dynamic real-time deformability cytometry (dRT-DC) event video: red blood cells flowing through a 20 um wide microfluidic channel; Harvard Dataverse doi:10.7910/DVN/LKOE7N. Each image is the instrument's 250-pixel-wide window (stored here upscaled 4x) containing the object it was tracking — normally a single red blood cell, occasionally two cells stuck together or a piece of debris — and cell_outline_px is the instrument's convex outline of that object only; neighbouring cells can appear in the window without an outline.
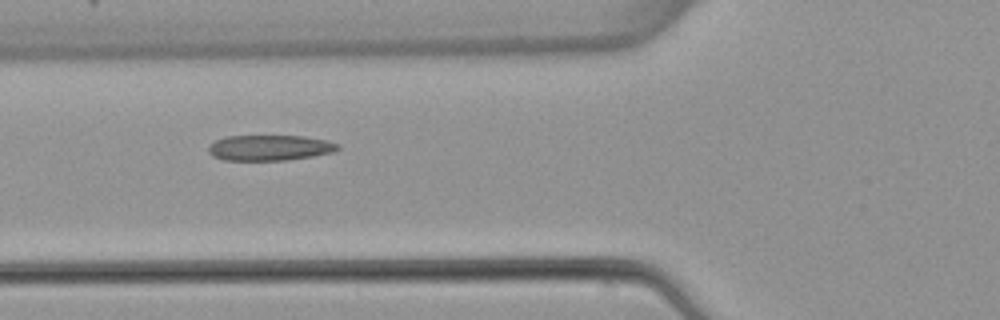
{"species": "common noctule bat (a hibernating species)", "species_latin": "Nyctalus noctula", "temperature_condition": "warm", "stored_images_in_passage": 5, "camera_frame_rate_fps": 3000, "um_per_image_px": 0.085, "animal": {"sex": "female", "body_mass_g": 22.7, "forearm_length_mm": 54.2}, "frame": {"image": 1, "passage_image": 3, "time_ms": 3.333, "image_size_px": [1000, 320], "cell_outline_px": [[340, 148], [332, 152], [312, 156], [288, 160], [224, 160], [212, 156], [208, 152], [208, 144], [216, 140], [228, 136], [304, 136], [328, 140], [340, 144]], "centroid_in_image_um": [22.92, 12.56], "position_along_channel_um": 102.9, "area_um2": 19.36}}
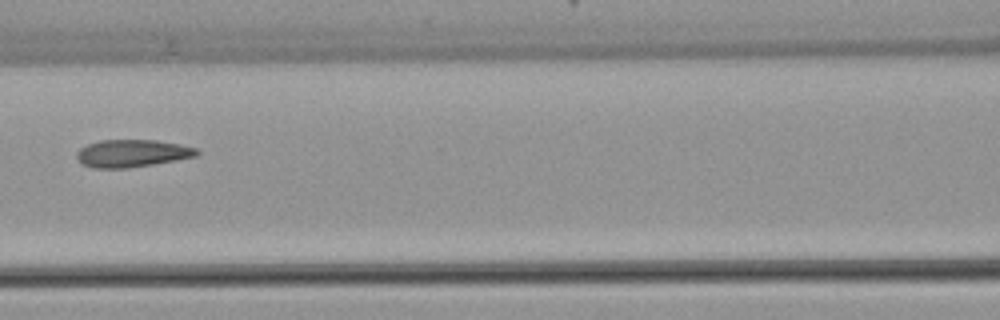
{"frame": {"image": 2, "passage_image": 4, "time_ms": 4.667, "image_size_px": [1000, 320], "cell_outline_px": [[200, 152], [196, 156], [176, 160], [128, 168], [92, 168], [80, 164], [76, 156], [76, 152], [80, 148], [88, 144], [100, 140], [156, 140], [180, 144], [196, 148]], "centroid_in_image_um": [11.19, 13.03], "position_along_channel_um": 155.4, "area_um2": 19.31}}
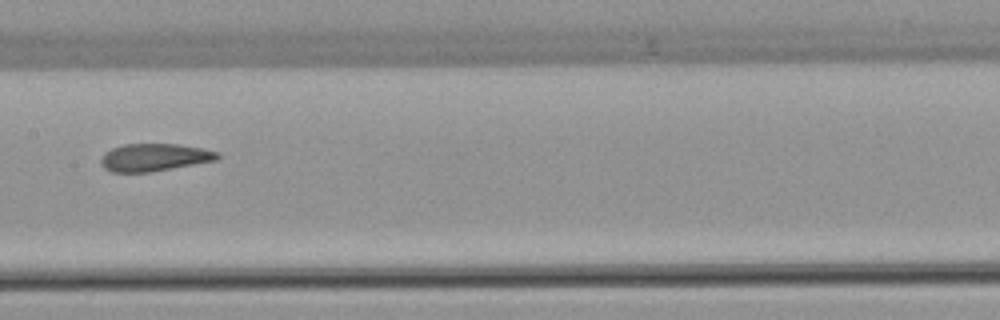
{"frame": {"image": 3, "passage_image": 5, "time_ms": 5.667, "image_size_px": [1000, 320], "cell_outline_px": [[220, 156], [216, 160], [148, 172], [112, 172], [104, 168], [100, 164], [100, 160], [104, 152], [112, 148], [124, 144], [176, 144], [204, 148], [220, 152]], "centroid_in_image_um": [13.1, 13.36], "position_along_channel_um": 194.3, "area_um2": 18.67}}